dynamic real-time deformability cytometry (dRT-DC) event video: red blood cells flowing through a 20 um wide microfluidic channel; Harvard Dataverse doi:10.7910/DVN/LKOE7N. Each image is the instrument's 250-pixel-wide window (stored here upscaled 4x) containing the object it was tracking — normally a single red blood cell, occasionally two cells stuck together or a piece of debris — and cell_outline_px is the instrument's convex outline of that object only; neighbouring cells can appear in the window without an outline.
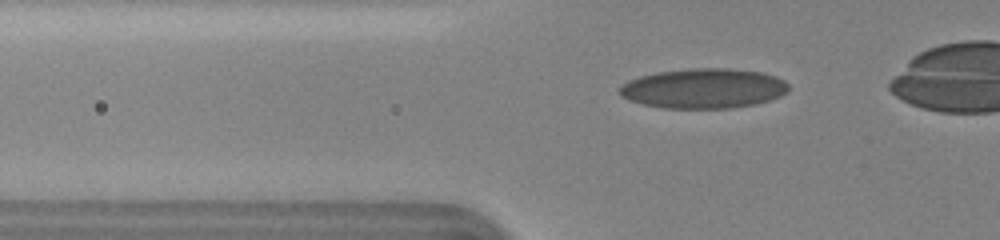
{"species": "human", "species_latin": "Homo sapiens", "temperature_condition": "cold", "stored_images_in_passage": 41, "camera_frame_rate_fps": 3000, "um_per_image_px": 0.085, "donor": {"sex": "female"}, "frame": {"image": 1, "passage_image": 9, "time_ms": 2.667, "image_size_px": [1000, 240], "cell_outline_px": [[788, 92], [780, 96], [756, 104], [732, 108], [664, 108], [644, 104], [628, 100], [620, 96], [616, 92], [628, 80], [640, 76], [656, 72], [692, 68], [728, 68], [764, 72], [776, 76], [784, 80], [788, 84]], "centroid_in_image_um": [59.81, 7.51], "position_along_channel_um": 66.0, "area_um2": 39.54}}
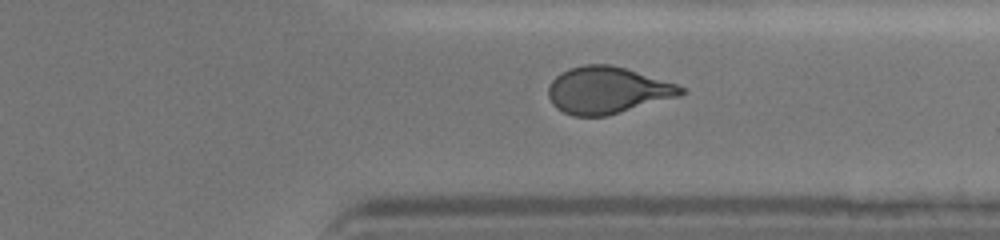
{"frame": {"image": 2, "passage_image": 34, "time_ms": 11.0, "image_size_px": [1000, 240], "cell_outline_px": [[688, 92], [680, 96], [604, 116], [572, 116], [556, 108], [552, 104], [548, 96], [548, 88], [552, 80], [560, 72], [584, 64], [612, 64], [676, 84], [684, 88]], "centroid_in_image_um": [51.61, 7.67], "position_along_channel_um": 359.8, "area_um2": 36.01}}
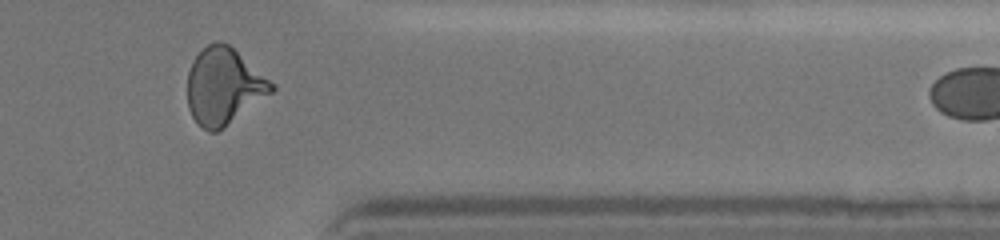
{"frame": {"image": 3, "passage_image": 37, "time_ms": 12.0, "image_size_px": [1000, 240], "cell_outline_px": [[276, 88], [272, 92], [224, 128], [216, 132], [208, 132], [200, 128], [196, 124], [188, 108], [188, 72], [192, 60], [208, 44], [216, 40], [220, 40], [228, 44], [276, 84]], "centroid_in_image_um": [19.01, 7.35], "position_along_channel_um": 392.4, "area_um2": 37.63}}